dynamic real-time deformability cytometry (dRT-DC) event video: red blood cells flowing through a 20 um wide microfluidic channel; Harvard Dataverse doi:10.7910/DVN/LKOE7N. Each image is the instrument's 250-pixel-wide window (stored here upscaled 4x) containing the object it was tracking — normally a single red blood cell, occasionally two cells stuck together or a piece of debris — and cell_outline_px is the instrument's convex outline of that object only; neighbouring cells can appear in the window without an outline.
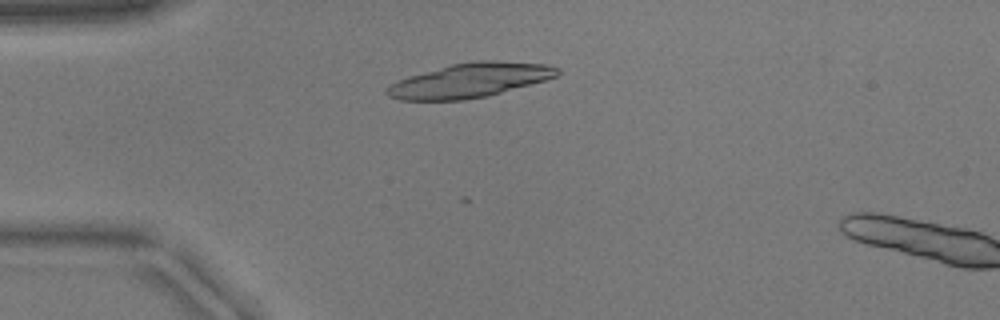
{"species": "common noctule bat (a hibernating species)", "species_latin": "Nyctalus noctula", "temperature_condition": "warm", "stored_images_in_passage": 15, "camera_frame_rate_fps": 3000, "um_per_image_px": 0.085, "animal": {"sex": "male", "body_mass_g": 17.9}, "frame": {"image": 1, "passage_image": 12, "time_ms": 3.667, "image_size_px": [1000, 320], "cell_outline_px": [[560, 72], [556, 76], [544, 80], [488, 96], [464, 100], [400, 100], [388, 96], [384, 92], [392, 84], [408, 76], [452, 64], [476, 60], [496, 60], [548, 64], [560, 68]], "centroid_in_image_um": [39.96, 6.82], "position_along_channel_um": 45.0, "area_um2": 33.93}}